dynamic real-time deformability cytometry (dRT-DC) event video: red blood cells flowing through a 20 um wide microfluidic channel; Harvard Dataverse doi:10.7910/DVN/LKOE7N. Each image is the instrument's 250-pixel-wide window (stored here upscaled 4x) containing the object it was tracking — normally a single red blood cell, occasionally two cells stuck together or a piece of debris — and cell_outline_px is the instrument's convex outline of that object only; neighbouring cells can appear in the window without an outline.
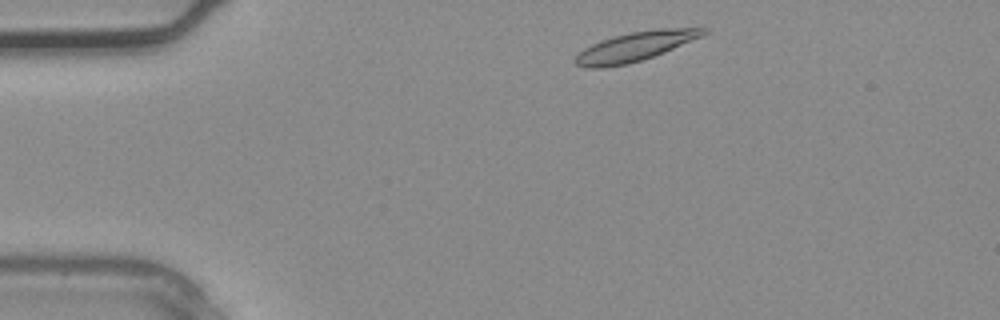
{"species": "common noctule bat (a hibernating species)", "species_latin": "Nyctalus noctula", "temperature_condition": "warm", "stored_images_in_passage": 2, "camera_frame_rate_fps": 3000, "um_per_image_px": 0.085, "animal": {"sex": "male", "body_mass_g": 20.4}, "frame": {"image": 1, "passage_image": 1, "time_ms": 0.0, "image_size_px": [1000, 320], "cell_outline_px": [[708, 32], [700, 36], [664, 52], [628, 64], [600, 68], [588, 68], [576, 64], [572, 60], [584, 48], [600, 40], [632, 32], [660, 28], [708, 28]], "centroid_in_image_um": [53.94, 3.96], "position_along_channel_um": 31.1, "area_um2": 21.39}}